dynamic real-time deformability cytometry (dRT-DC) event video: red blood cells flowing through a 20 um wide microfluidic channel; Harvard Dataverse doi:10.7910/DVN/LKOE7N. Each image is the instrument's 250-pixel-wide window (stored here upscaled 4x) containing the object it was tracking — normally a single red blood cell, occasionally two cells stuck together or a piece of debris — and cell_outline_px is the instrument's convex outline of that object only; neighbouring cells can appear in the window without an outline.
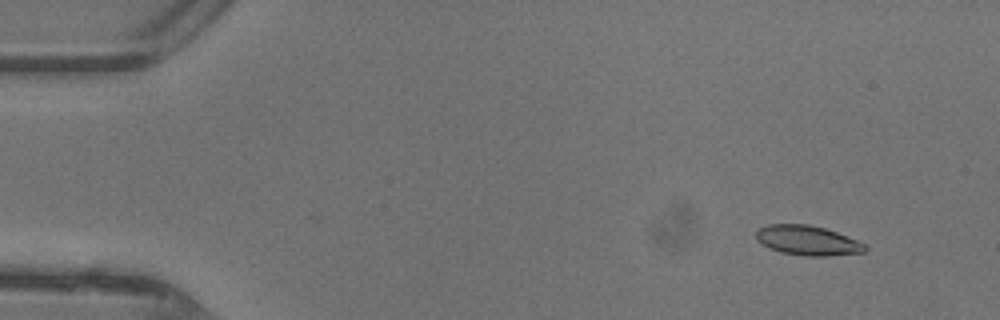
{"species": "common noctule bat (a hibernating species)", "species_latin": "Nyctalus noctula", "temperature_condition": "warm", "stored_images_in_passage": 19, "camera_frame_rate_fps": 3000, "um_per_image_px": 0.085, "animal": {"sex": "female"}, "frame": {"image": 1, "passage_image": 5, "time_ms": 1.333, "image_size_px": [1000, 320], "cell_outline_px": [[868, 248], [864, 252], [828, 256], [804, 256], [780, 252], [768, 248], [756, 240], [756, 232], [760, 228], [768, 224], [808, 224], [824, 228], [836, 232], [856, 240], [864, 244]], "centroid_in_image_um": [68.61, 20.44], "position_along_channel_um": 16.4, "area_um2": 18.84}}
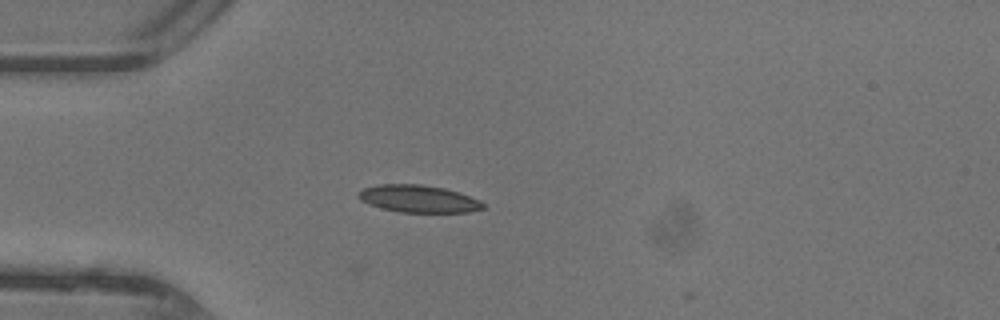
{"frame": {"image": 2, "passage_image": 14, "time_ms": 4.333, "image_size_px": [1000, 320], "cell_outline_px": [[484, 208], [468, 212], [400, 212], [380, 208], [368, 204], [360, 200], [356, 196], [364, 188], [376, 184], [420, 184], [444, 188], [480, 200], [484, 204]], "centroid_in_image_um": [35.52, 16.9], "position_along_channel_um": 49.5, "area_um2": 19.77}}
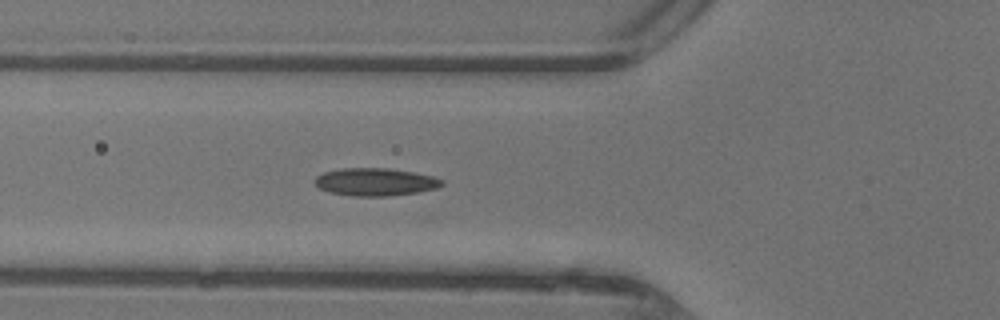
{"frame": {"image": 3, "passage_image": 18, "time_ms": 5.667, "image_size_px": [1000, 320], "cell_outline_px": [[444, 184], [436, 188], [416, 192], [388, 196], [352, 196], [328, 192], [320, 188], [316, 184], [316, 176], [324, 172], [340, 168], [388, 168], [436, 176], [444, 180]], "centroid_in_image_um": [31.92, 15.46], "position_along_channel_um": 93.9, "area_um2": 20.52}}